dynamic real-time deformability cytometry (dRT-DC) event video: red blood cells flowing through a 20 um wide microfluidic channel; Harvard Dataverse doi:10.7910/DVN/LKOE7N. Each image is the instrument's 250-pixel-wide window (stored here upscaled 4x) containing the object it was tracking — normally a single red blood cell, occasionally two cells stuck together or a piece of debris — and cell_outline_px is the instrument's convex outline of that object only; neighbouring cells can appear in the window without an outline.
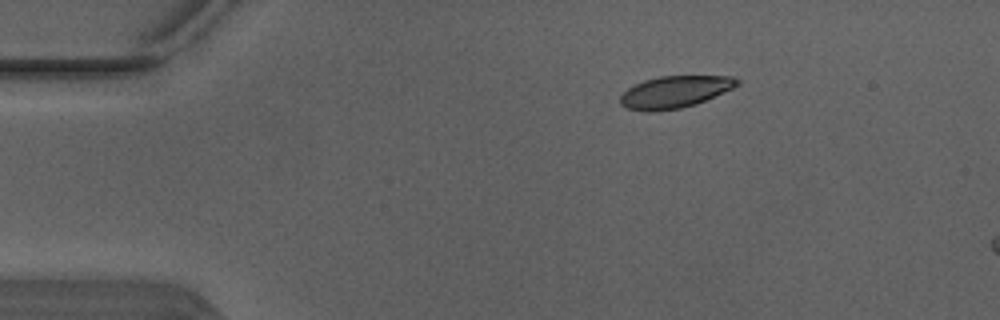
{"species": "Egyptian fruit bat (a non-hibernating species)", "species_latin": "Rousettus aegyptiacus", "temperature_condition": "warm", "stored_images_in_passage": 3, "camera_frame_rate_fps": 3000, "um_per_image_px": 0.085, "animal": {"sex": "male"}, "frame": {"image": 1, "passage_image": 1, "time_ms": 0.0, "image_size_px": [1000, 320], "cell_outline_px": [[740, 84], [732, 88], [696, 104], [680, 108], [652, 112], [648, 112], [628, 108], [620, 104], [620, 96], [628, 88], [644, 80], [660, 76], [732, 76], [740, 80]], "centroid_in_image_um": [57.35, 7.81], "position_along_channel_um": 27.6, "area_um2": 21.62}}